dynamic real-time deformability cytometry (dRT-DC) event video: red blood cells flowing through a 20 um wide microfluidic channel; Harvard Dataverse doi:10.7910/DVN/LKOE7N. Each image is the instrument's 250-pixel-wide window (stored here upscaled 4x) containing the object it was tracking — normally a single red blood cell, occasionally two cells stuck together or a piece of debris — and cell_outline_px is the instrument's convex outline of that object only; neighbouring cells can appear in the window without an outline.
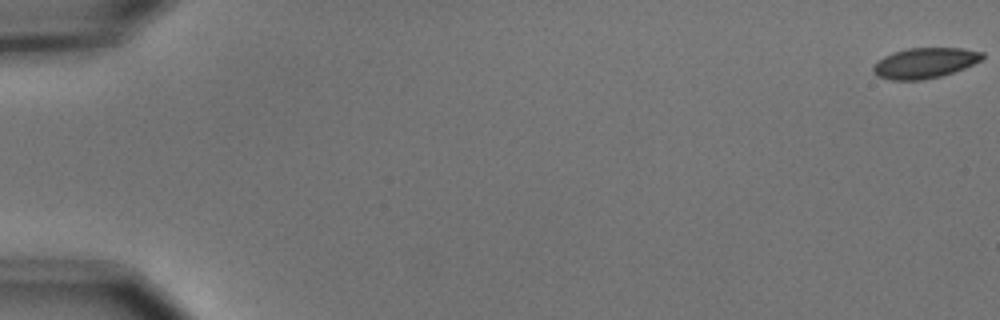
{"species": "common noctule bat (a hibernating species)", "species_latin": "Nyctalus noctula", "temperature_condition": "cold", "stored_images_in_passage": 47, "camera_frame_rate_fps": 3000, "um_per_image_px": 0.085, "animal": {"sex": "male", "body_mass_g": 15.6}, "frame": {"image": 1, "passage_image": 1, "time_ms": 0.0, "image_size_px": [1000, 320], "cell_outline_px": [[984, 56], [980, 60], [964, 68], [940, 76], [920, 80], [892, 80], [876, 76], [872, 72], [872, 68], [884, 56], [892, 52], [908, 48], [964, 48], [984, 52]], "centroid_in_image_um": [78.59, 5.35], "position_along_channel_um": 6.4, "area_um2": 19.25}}
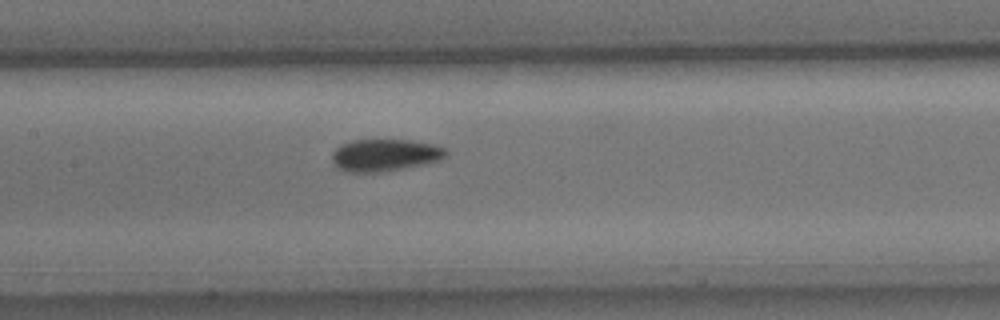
{"frame": {"image": 2, "passage_image": 28, "time_ms": 9.0, "image_size_px": [1000, 320], "cell_outline_px": [[448, 152], [440, 160], [428, 164], [388, 172], [348, 172], [336, 168], [332, 164], [332, 152], [340, 144], [352, 140], [408, 140], [432, 144], [444, 148]], "centroid_in_image_um": [32.68, 13.21], "position_along_channel_um": 174.7, "area_um2": 21.73}}
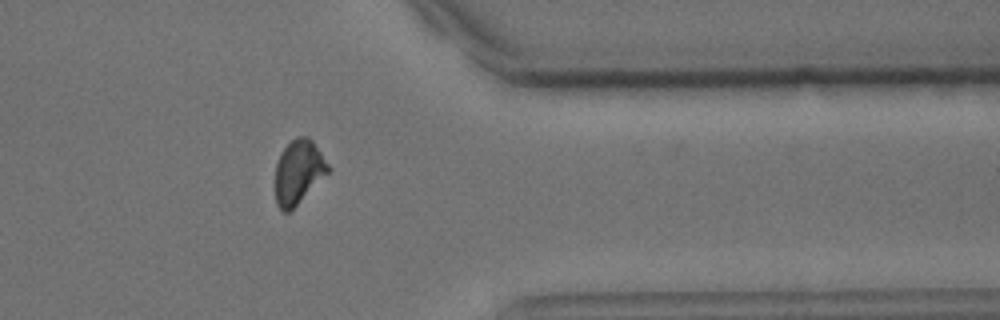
{"frame": {"image": 3, "passage_image": 46, "time_ms": 15.0, "image_size_px": [1000, 320], "cell_outline_px": [[332, 168], [288, 212], [284, 212], [276, 204], [276, 164], [284, 148], [296, 136], [308, 136], [312, 140]], "centroid_in_image_um": [25.38, 14.57], "position_along_channel_um": 386.0, "area_um2": 19.19}}